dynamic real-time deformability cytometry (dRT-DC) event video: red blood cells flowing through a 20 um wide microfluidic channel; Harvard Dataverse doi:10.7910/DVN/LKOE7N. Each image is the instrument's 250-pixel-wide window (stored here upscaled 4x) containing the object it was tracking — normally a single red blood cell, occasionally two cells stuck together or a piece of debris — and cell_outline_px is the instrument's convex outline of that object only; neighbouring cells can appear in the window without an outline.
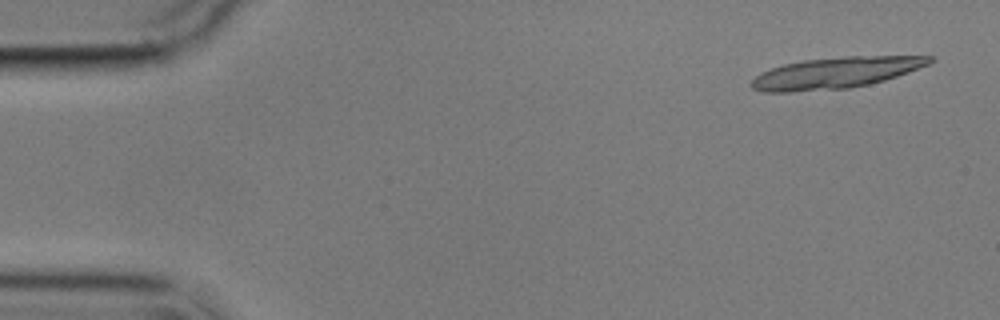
{"species": "common noctule bat (a hibernating species)", "species_latin": "Nyctalus noctula", "temperature_condition": "cold", "stored_images_in_passage": 5, "camera_frame_rate_fps": 3000, "um_per_image_px": 0.085, "animal": {"sex": "male", "body_mass_g": 17.9}, "frame": {"image": 1, "passage_image": 1, "time_ms": 0.0, "image_size_px": [1000, 320], "cell_outline_px": [[936, 60], [928, 64], [908, 72], [884, 80], [868, 84], [848, 88], [792, 92], [764, 92], [752, 88], [748, 84], [760, 72], [784, 64], [804, 60], [844, 56], [936, 56]], "centroid_in_image_um": [71.01, 6.19], "position_along_channel_um": 14.0, "area_um2": 32.31}}